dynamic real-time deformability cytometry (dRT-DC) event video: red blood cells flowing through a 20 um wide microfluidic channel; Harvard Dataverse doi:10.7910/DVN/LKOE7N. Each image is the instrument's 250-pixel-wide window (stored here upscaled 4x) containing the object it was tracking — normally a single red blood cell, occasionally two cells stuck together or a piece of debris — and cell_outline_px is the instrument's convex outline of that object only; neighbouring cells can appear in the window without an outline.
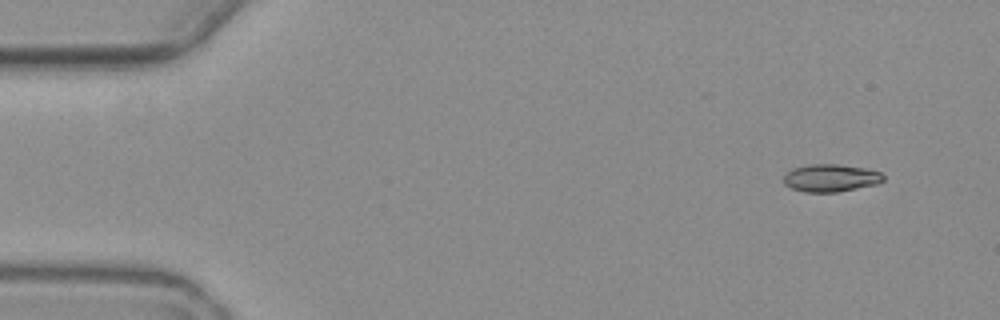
{"species": "common noctule bat (a hibernating species)", "species_latin": "Nyctalus noctula", "temperature_condition": "warm", "stored_images_in_passage": 10, "camera_frame_rate_fps": 3000, "um_per_image_px": 0.085, "animal": {"sex": "female", "body_mass_g": 19.3, "forearm_length_mm": 54.1}, "frame": {"image": 1, "passage_image": 1, "time_ms": 0.0, "image_size_px": [1000, 320], "cell_outline_px": [[884, 180], [876, 184], [836, 192], [804, 192], [792, 188], [784, 184], [784, 176], [792, 168], [812, 164], [836, 164], [864, 168], [880, 172], [884, 176]], "centroid_in_image_um": [70.6, 15.13], "position_along_channel_um": 14.4, "area_um2": 15.84}}
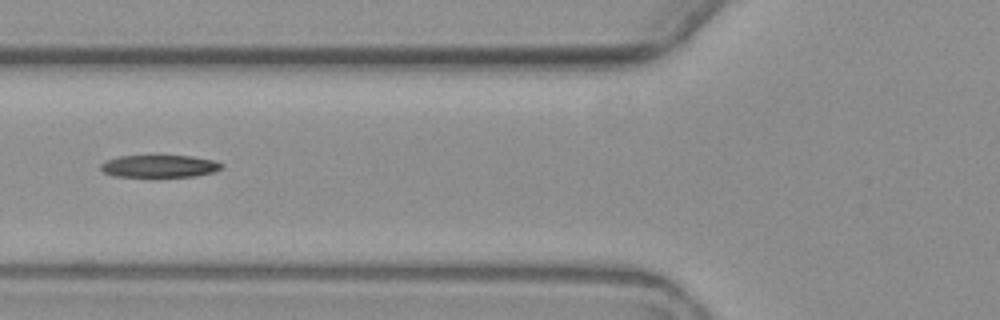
{"frame": {"image": 2, "passage_image": 6, "time_ms": 6.0, "image_size_px": [1000, 320], "cell_outline_px": [[224, 168], [212, 172], [196, 176], [112, 176], [104, 172], [100, 168], [100, 164], [104, 160], [120, 156], [192, 156], [212, 160], [224, 164]], "centroid_in_image_um": [13.54, 14.12], "position_along_channel_um": 112.3, "area_um2": 15.66}}
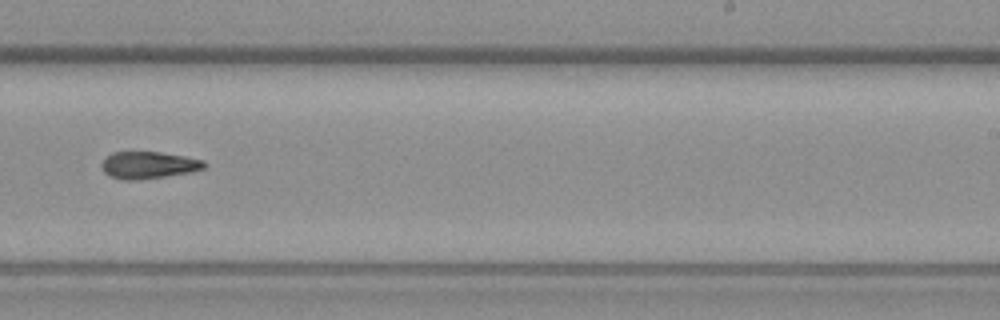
{"frame": {"image": 3, "passage_image": 10, "time_ms": 10.667, "image_size_px": [1000, 320], "cell_outline_px": [[204, 168], [192, 172], [136, 180], [124, 180], [108, 176], [104, 172], [100, 164], [104, 156], [112, 152], [160, 152], [184, 156], [204, 160]], "centroid_in_image_um": [12.56, 14.03], "position_along_channel_um": 276.4, "area_um2": 16.24}}